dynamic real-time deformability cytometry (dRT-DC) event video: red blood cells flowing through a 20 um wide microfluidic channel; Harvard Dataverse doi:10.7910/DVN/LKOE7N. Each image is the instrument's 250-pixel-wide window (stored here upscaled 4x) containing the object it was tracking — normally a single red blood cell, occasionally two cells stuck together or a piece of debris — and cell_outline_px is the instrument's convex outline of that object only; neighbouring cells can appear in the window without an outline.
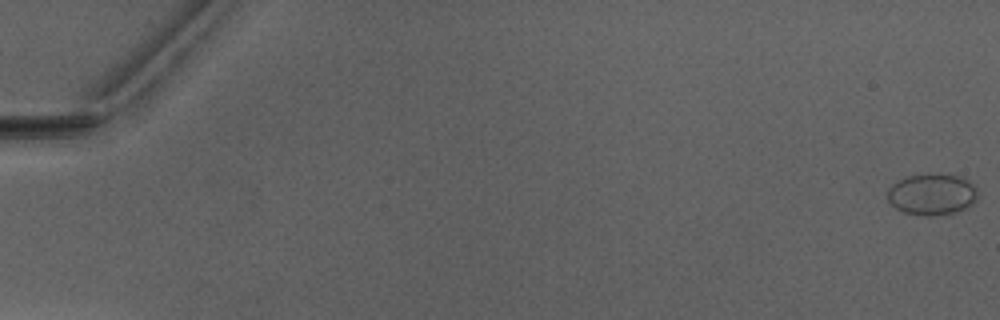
{"species": "Egyptian fruit bat (a non-hibernating species)", "species_latin": "Rousettus aegyptiacus", "temperature_condition": "warm", "stored_images_in_passage": 52, "camera_frame_rate_fps": 3000, "um_per_image_px": 0.085, "animal": {"sex": "male"}, "frame": {"image": 1, "passage_image": 1, "time_ms": 0.0, "image_size_px": [1000, 320], "cell_outline_px": [[976, 200], [968, 208], [944, 216], [928, 216], [904, 212], [896, 208], [888, 200], [888, 188], [892, 184], [904, 176], [924, 172], [960, 176], [968, 180], [976, 188]], "centroid_in_image_um": [79.21, 16.5], "position_along_channel_um": 5.8, "area_um2": 22.25}}
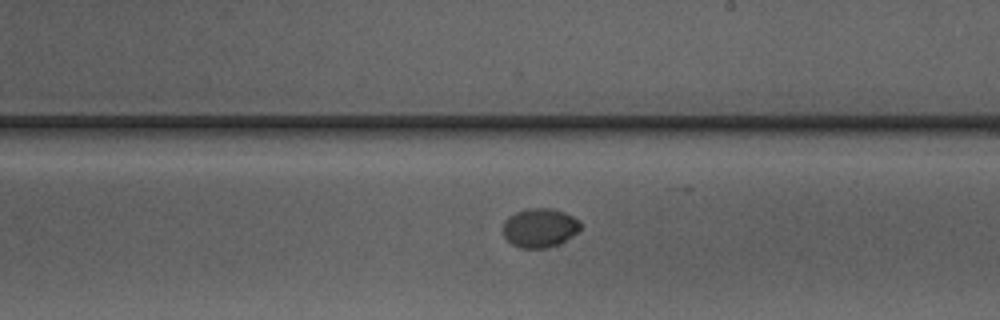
{"frame": {"image": 2, "passage_image": 32, "time_ms": 10.333, "image_size_px": [1000, 320], "cell_outline_px": [[580, 228], [572, 236], [548, 248], [520, 248], [512, 244], [504, 236], [504, 220], [508, 216], [516, 212], [528, 208], [552, 208], [564, 212], [580, 220]], "centroid_in_image_um": [45.86, 19.35], "position_along_channel_um": 243.1, "area_um2": 17.51}}
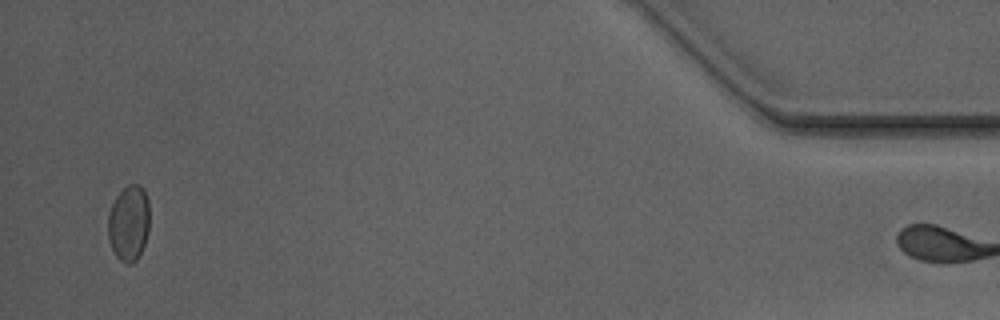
{"frame": {"image": 3, "passage_image": 51, "time_ms": 16.667, "image_size_px": [1000, 320], "cell_outline_px": [[148, 232], [144, 244], [136, 260], [128, 264], [120, 260], [116, 256], [108, 240], [108, 216], [112, 204], [116, 196], [128, 184], [140, 184], [144, 188], [148, 200]], "centroid_in_image_um": [10.94, 18.94], "position_along_channel_um": 424.3, "area_um2": 18.26}}